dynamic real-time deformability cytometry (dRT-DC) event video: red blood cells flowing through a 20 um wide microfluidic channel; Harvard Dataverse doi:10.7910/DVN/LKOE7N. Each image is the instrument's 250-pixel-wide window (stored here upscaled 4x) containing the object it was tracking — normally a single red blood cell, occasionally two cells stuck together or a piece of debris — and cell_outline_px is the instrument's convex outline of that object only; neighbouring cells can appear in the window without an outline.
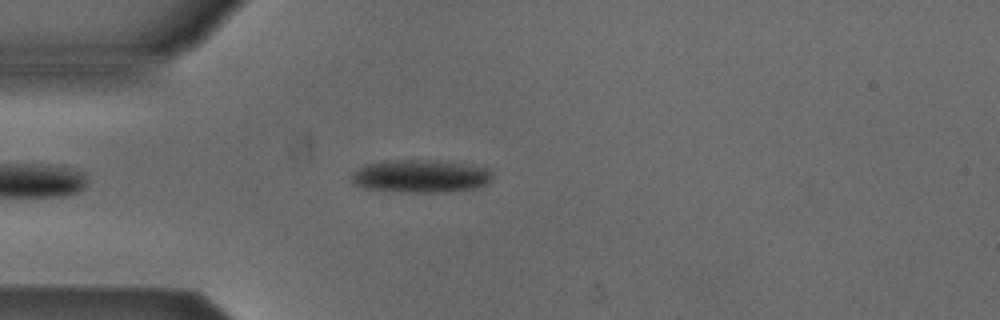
{"species": "Egyptian fruit bat (a non-hibernating species)", "species_latin": "Rousettus aegyptiacus", "temperature_condition": "cold", "stored_images_in_passage": 4, "camera_frame_rate_fps": 3000, "um_per_image_px": 0.085, "animal": {"sex": "male"}, "frame": {"image": 1, "passage_image": 4, "time_ms": 3.667, "image_size_px": [1000, 320], "cell_outline_px": [[492, 180], [488, 184], [476, 188], [444, 192], [420, 192], [364, 188], [356, 184], [352, 180], [352, 172], [364, 164], [384, 160], [448, 160], [484, 164], [492, 172]], "centroid_in_image_um": [35.89, 14.93], "position_along_channel_um": 49.1, "area_um2": 27.69}}